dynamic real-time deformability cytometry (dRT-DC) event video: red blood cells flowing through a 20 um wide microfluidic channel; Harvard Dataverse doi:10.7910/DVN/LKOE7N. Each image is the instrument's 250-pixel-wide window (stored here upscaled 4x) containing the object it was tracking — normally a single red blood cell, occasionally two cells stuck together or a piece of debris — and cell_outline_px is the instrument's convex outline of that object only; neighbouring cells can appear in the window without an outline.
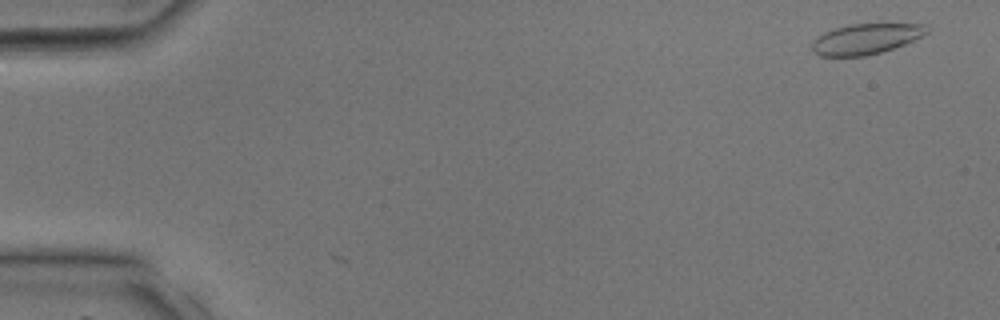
{"species": "common noctule bat (a hibernating species)", "species_latin": "Nyctalus noctula", "temperature_condition": "room temperature", "stored_images_in_passage": 2, "camera_frame_rate_fps": 3000, "um_per_image_px": 0.085, "animal": {"sex": "male", "body_mass_g": 17.9, "forearm_length_mm": 54.2}, "frame": {"image": 1, "passage_image": 2, "time_ms": 0.333, "image_size_px": [1000, 320], "cell_outline_px": [[928, 32], [904, 44], [880, 52], [864, 56], [820, 56], [812, 52], [812, 40], [824, 32], [832, 28], [848, 24], [924, 24]], "centroid_in_image_um": [73.51, 3.31], "position_along_channel_um": 11.5, "area_um2": 20.23}}